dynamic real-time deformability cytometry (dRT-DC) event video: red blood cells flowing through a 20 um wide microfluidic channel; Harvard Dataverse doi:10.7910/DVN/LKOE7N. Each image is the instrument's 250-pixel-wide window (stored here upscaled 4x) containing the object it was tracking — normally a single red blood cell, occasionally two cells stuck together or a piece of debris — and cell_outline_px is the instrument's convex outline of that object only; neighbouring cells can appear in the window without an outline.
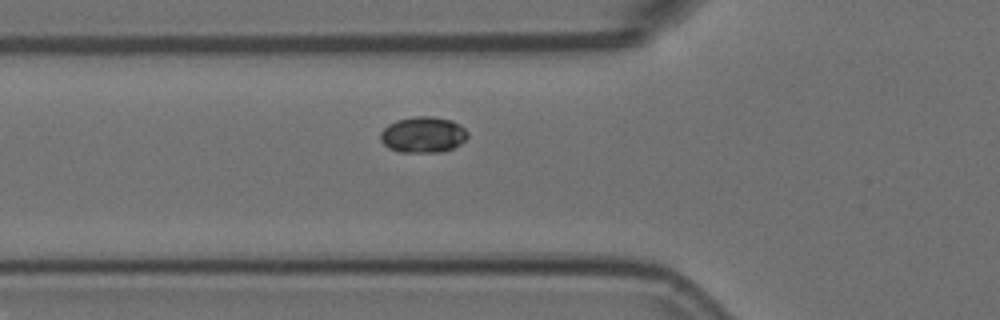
{"species": "Egyptian fruit bat (a non-hibernating species)", "species_latin": "Rousettus aegyptiacus", "temperature_condition": "room temperature", "stored_images_in_passage": 2, "camera_frame_rate_fps": 3000, "um_per_image_px": 0.085, "animal": {"sex": "female"}, "frame": {"image": 1, "passage_image": 2, "time_ms": 0.333, "image_size_px": [1000, 320], "cell_outline_px": [[468, 136], [460, 144], [452, 148], [440, 152], [400, 152], [388, 148], [380, 140], [380, 132], [388, 124], [396, 120], [416, 116], [432, 116], [452, 120], [460, 124], [468, 132]], "centroid_in_image_um": [35.95, 11.44], "position_along_channel_um": 89.8, "area_um2": 18.38}}